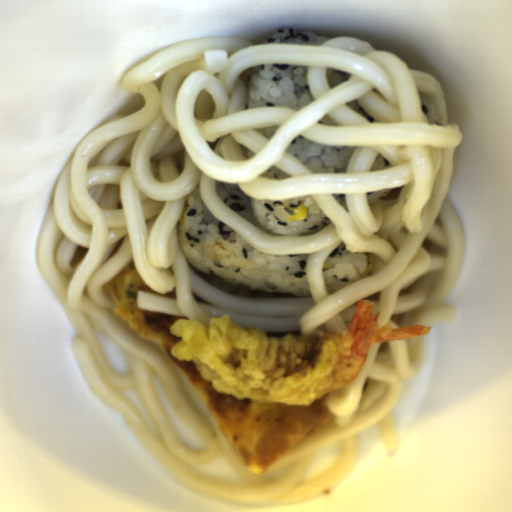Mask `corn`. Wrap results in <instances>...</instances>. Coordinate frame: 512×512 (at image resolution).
Here are the masks:
<instances>
[{
    "instance_id": "obj_2",
    "label": "corn",
    "mask_w": 512,
    "mask_h": 512,
    "mask_svg": "<svg viewBox=\"0 0 512 512\" xmlns=\"http://www.w3.org/2000/svg\"><path fill=\"white\" fill-rule=\"evenodd\" d=\"M372 263H373V260H372V258H371V256H370V254H369V255H368V258H367V267H366V269L364 270L363 275H365V274H366V273L371 269V267H372Z\"/></svg>"
},
{
    "instance_id": "obj_3",
    "label": "corn",
    "mask_w": 512,
    "mask_h": 512,
    "mask_svg": "<svg viewBox=\"0 0 512 512\" xmlns=\"http://www.w3.org/2000/svg\"><path fill=\"white\" fill-rule=\"evenodd\" d=\"M326 269H330V264L324 262L322 270Z\"/></svg>"
},
{
    "instance_id": "obj_1",
    "label": "corn",
    "mask_w": 512,
    "mask_h": 512,
    "mask_svg": "<svg viewBox=\"0 0 512 512\" xmlns=\"http://www.w3.org/2000/svg\"><path fill=\"white\" fill-rule=\"evenodd\" d=\"M292 210V215L290 217V221L294 222H302L306 219H308V206H306V203H301L298 206H292L290 207Z\"/></svg>"
}]
</instances>
